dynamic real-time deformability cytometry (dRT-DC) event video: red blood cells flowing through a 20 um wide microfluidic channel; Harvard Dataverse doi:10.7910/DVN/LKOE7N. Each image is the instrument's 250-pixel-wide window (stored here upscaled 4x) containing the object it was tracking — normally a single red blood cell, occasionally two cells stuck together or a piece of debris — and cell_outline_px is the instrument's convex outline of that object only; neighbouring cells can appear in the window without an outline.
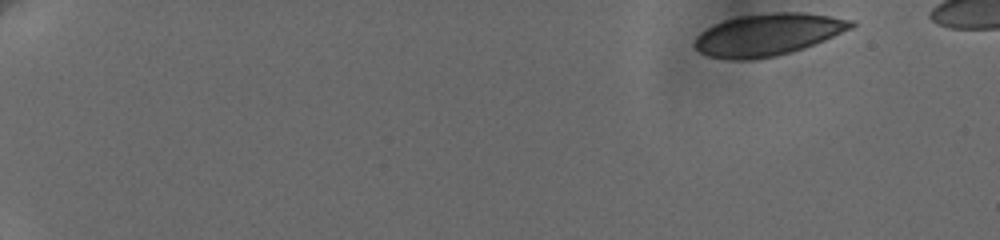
{"species": "human", "species_latin": "Homo sapiens", "temperature_condition": "cold", "stored_images_in_passage": 33, "camera_frame_rate_fps": 3000, "um_per_image_px": 0.085, "donor": {"sex": "female"}, "frame": {"image": 1, "passage_image": 1, "time_ms": 0.0, "image_size_px": [1000, 240], "cell_outline_px": [[856, 24], [852, 28], [824, 40], [804, 48], [792, 52], [776, 56], [748, 60], [736, 60], [708, 56], [700, 52], [692, 44], [696, 36], [700, 32], [724, 20], [740, 16], [772, 12], [804, 12], [856, 20]], "centroid_in_image_um": [65.28, 2.94], "position_along_channel_um": 19.7, "area_um2": 38.38}}
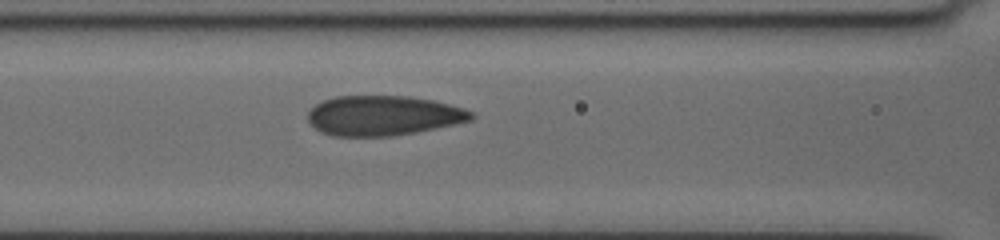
{"frame": {"image": 2, "passage_image": 22, "time_ms": 7.667, "image_size_px": [1000, 240], "cell_outline_px": [[476, 116], [472, 120], [416, 132], [392, 136], [332, 136], [320, 132], [308, 120], [308, 112], [316, 104], [324, 100], [336, 96], [408, 96], [432, 100], [464, 108], [476, 112]], "centroid_in_image_um": [32.6, 9.82], "position_along_channel_um": 134.0, "area_um2": 37.97}}
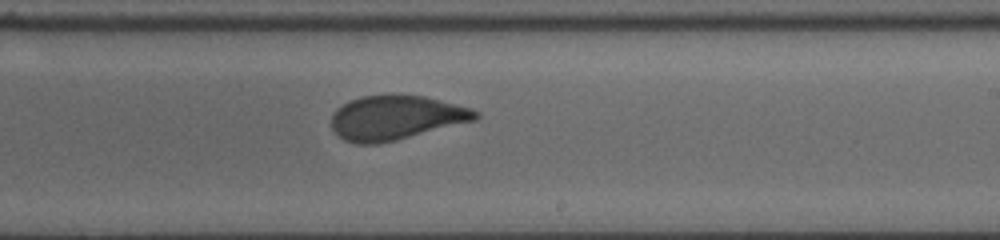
{"frame": {"image": 3, "passage_image": 33, "time_ms": 11.0, "image_size_px": [1000, 240], "cell_outline_px": [[480, 116], [476, 120], [396, 140], [376, 144], [356, 144], [344, 140], [332, 128], [332, 116], [336, 108], [348, 100], [364, 96], [392, 92], [424, 96], [472, 108], [480, 112]], "centroid_in_image_um": [33.65, 9.97], "position_along_channel_um": 255.3, "area_um2": 37.74}}